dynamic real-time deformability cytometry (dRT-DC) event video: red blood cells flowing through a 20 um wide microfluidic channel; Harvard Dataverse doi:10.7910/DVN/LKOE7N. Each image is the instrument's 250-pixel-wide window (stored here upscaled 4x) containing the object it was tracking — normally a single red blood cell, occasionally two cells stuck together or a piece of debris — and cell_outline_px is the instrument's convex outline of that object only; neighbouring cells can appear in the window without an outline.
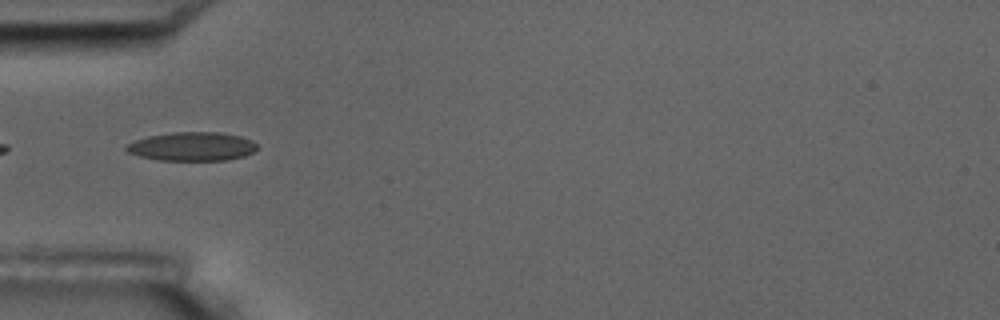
{"species": "common noctule bat (a hibernating species)", "species_latin": "Nyctalus noctula", "temperature_condition": "room temperature", "stored_images_in_passage": 6, "camera_frame_rate_fps": 3000, "um_per_image_px": 0.085, "animal": {"sex": "male", "body_mass_g": 17.5, "forearm_length_mm": 52.3}, "frame": {"image": 1, "passage_image": 5, "time_ms": 5.333, "image_size_px": [1000, 320], "cell_outline_px": [[256, 148], [252, 152], [244, 156], [228, 160], [160, 160], [140, 156], [128, 152], [124, 148], [128, 144], [136, 140], [148, 136], [172, 132], [220, 132], [240, 136], [252, 140], [256, 144]], "centroid_in_image_um": [16.33, 12.44], "position_along_channel_um": 68.7, "area_um2": 21.79}}